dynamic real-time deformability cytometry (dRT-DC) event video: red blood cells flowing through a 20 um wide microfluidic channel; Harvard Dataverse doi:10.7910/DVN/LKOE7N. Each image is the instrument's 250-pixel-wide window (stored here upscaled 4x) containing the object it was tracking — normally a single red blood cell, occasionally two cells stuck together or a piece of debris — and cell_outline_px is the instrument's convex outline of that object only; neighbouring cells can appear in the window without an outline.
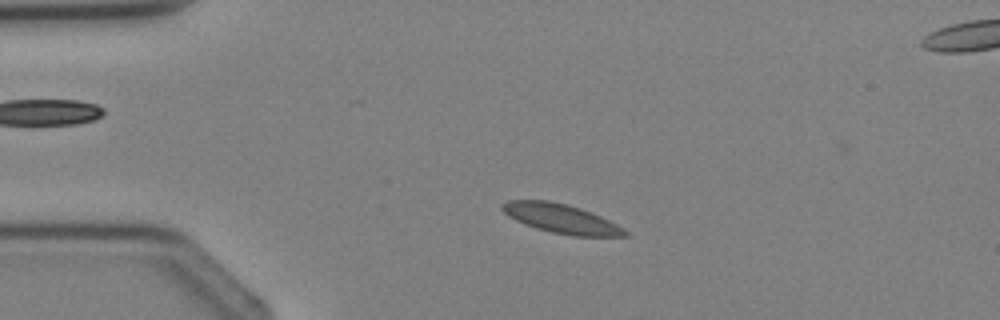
{"species": "Egyptian fruit bat (a non-hibernating species)", "species_latin": "Rousettus aegyptiacus", "temperature_condition": "cold", "stored_images_in_passage": 3, "segment_of_instrument_passage": [1, 2], "camera_frame_rate_fps": 3000, "um_per_image_px": 0.085, "animal": {"sex": "female"}, "frame": {"image": 1, "passage_image": 1, "time_ms": 0.0, "image_size_px": [1000, 320], "cell_outline_px": [[628, 236], [572, 236], [552, 232], [536, 228], [524, 224], [508, 216], [500, 208], [500, 204], [508, 200], [548, 200], [568, 204], [580, 208], [600, 216], [616, 224], [628, 232]], "centroid_in_image_um": [47.66, 18.57], "position_along_channel_um": 37.3, "area_um2": 20.81}}